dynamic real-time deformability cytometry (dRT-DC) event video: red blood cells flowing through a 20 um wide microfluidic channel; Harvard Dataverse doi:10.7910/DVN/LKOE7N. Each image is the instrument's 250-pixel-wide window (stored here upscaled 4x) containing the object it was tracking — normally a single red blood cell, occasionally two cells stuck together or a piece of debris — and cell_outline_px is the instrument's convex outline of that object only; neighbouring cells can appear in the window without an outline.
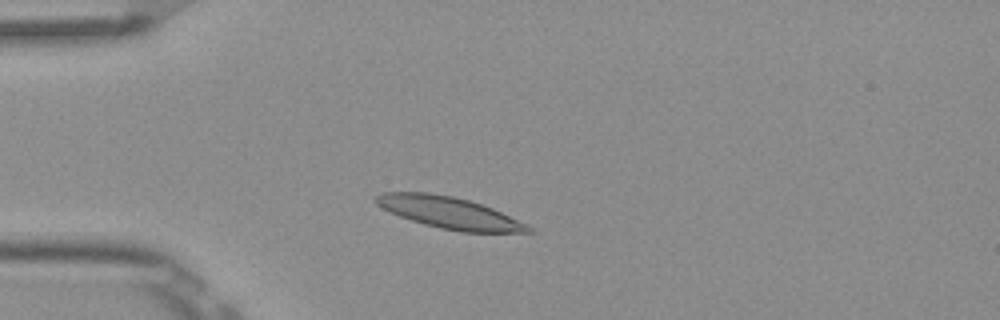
{"species": "Egyptian fruit bat (a non-hibernating species)", "species_latin": "Rousettus aegyptiacus", "temperature_condition": "room temperature", "stored_images_in_passage": 5, "camera_frame_rate_fps": 3000, "um_per_image_px": 0.085, "frame": {"image": 1, "passage_image": 2, "time_ms": 0.333, "image_size_px": [1000, 320], "cell_outline_px": [[536, 232], [460, 232], [440, 228], [424, 224], [400, 216], [376, 204], [372, 200], [372, 196], [380, 192], [428, 192], [452, 196], [468, 200], [492, 208], [528, 224]], "centroid_in_image_um": [38.17, 18.07], "position_along_channel_um": 46.8, "area_um2": 28.09}}
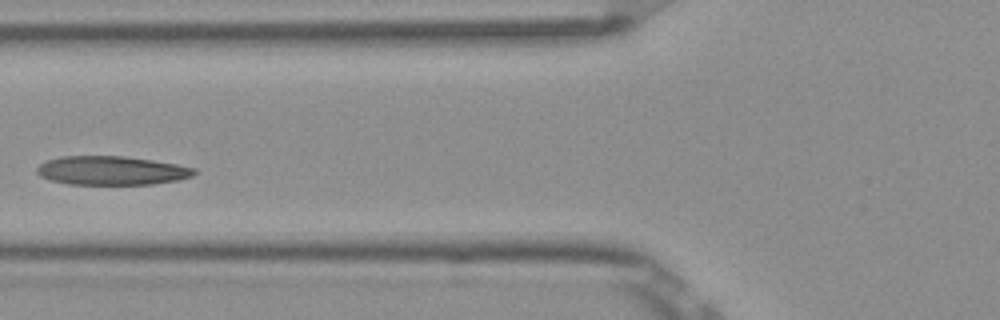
{"frame": {"image": 2, "passage_image": 4, "time_ms": 1.0, "image_size_px": [1000, 320], "cell_outline_px": [[196, 172], [192, 176], [180, 180], [152, 184], [68, 184], [52, 180], [40, 176], [36, 172], [36, 168], [40, 164], [48, 160], [60, 156], [124, 156], [152, 160], [176, 164], [196, 168]], "centroid_in_image_um": [9.49, 14.49], "position_along_channel_um": 116.3, "area_um2": 26.41}}
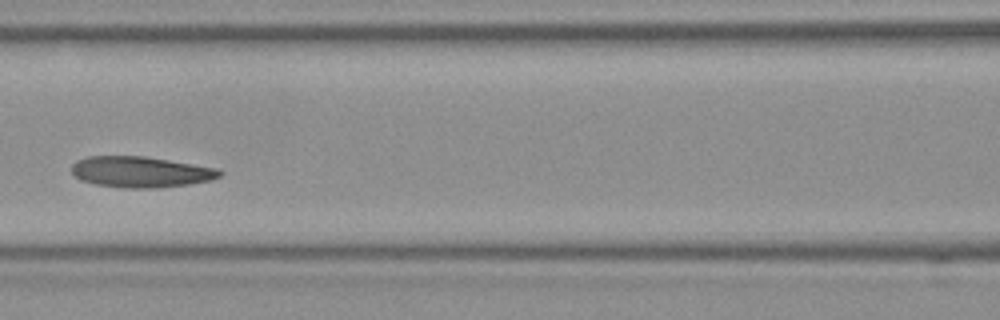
{"frame": {"image": 3, "passage_image": 5, "time_ms": 1.333, "image_size_px": [1000, 320], "cell_outline_px": [[224, 172], [220, 176], [212, 180], [188, 184], [152, 188], [124, 188], [96, 184], [80, 180], [72, 172], [72, 164], [76, 160], [88, 156], [144, 156], [216, 168]], "centroid_in_image_um": [11.94, 14.61], "position_along_channel_um": 154.7, "area_um2": 26.53}}